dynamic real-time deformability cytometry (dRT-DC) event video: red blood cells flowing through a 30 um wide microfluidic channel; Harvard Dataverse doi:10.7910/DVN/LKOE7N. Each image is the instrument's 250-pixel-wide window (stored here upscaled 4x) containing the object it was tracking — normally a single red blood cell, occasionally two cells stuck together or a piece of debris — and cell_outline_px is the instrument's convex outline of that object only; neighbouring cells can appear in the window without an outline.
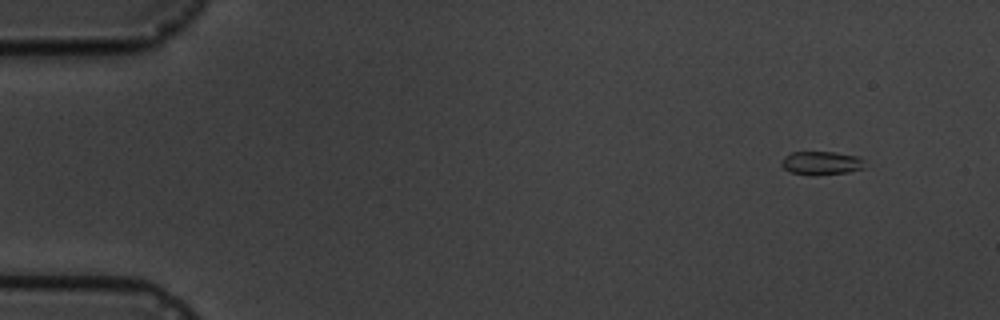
{"species": "common noctule bat (a hibernating species)", "species_latin": "Nyctalus noctula", "temperature_condition": "cold", "stored_images_in_passage": 6, "segment_of_instrument_passage": [2, 2], "camera_frame_rate_fps": 3000, "um_per_image_px": 0.085, "animal": {"sex": "male", "body_mass_g": 19.5, "forearm_length_mm": 54.6}, "frame": {"image": 1, "passage_image": 6, "time_ms": 6.667, "image_size_px": [1000, 320], "cell_outline_px": [[864, 168], [848, 172], [816, 176], [812, 176], [792, 172], [784, 168], [780, 164], [784, 156], [792, 152], [836, 152], [860, 156], [864, 160]], "centroid_in_image_um": [69.83, 13.86], "position_along_channel_um": 15.2, "area_um2": 11.62}}